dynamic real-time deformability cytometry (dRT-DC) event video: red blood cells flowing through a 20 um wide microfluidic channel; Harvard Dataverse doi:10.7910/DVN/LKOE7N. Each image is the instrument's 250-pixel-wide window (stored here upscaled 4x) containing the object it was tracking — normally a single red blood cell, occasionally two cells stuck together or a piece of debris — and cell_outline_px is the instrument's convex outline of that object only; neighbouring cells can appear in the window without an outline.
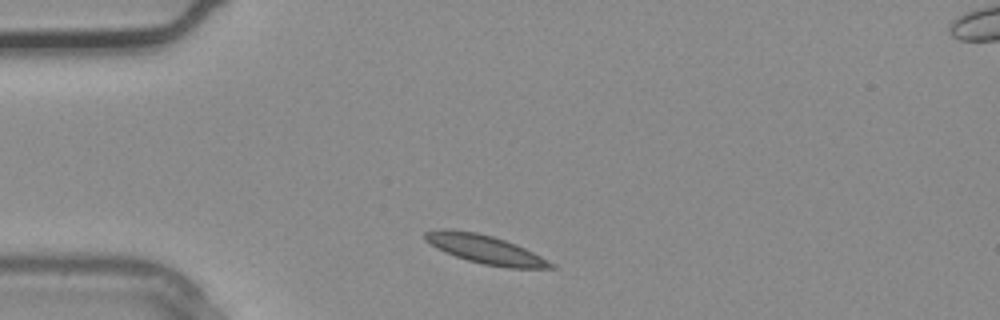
{"species": "common noctule bat (a hibernating species)", "species_latin": "Nyctalus noctula", "temperature_condition": "warm", "stored_images_in_passage": 2, "camera_frame_rate_fps": 3000, "um_per_image_px": 0.085, "animal": {"sex": "male", "body_mass_g": 20.4}, "frame": {"image": 1, "passage_image": 1, "time_ms": 0.0, "image_size_px": [1000, 320], "cell_outline_px": [[556, 268], [508, 268], [484, 264], [468, 260], [444, 252], [436, 248], [424, 240], [424, 232], [440, 228], [444, 228], [476, 232], [492, 236], [516, 244], [556, 264]], "centroid_in_image_um": [41.22, 21.19], "position_along_channel_um": 43.8, "area_um2": 20.92}}